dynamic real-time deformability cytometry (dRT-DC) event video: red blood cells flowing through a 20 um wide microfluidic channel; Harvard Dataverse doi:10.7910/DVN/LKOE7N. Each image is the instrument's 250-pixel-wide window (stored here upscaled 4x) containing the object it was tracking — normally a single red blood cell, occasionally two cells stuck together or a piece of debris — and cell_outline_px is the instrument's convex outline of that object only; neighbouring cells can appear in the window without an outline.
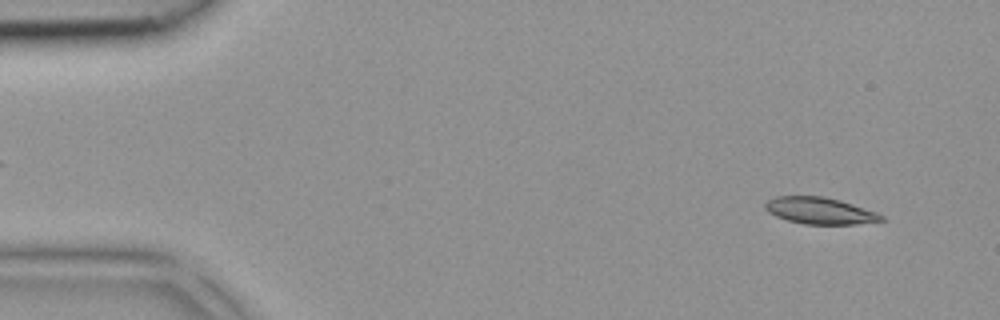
{"species": "common noctule bat (a hibernating species)", "species_latin": "Nyctalus noctula", "temperature_condition": "room temperature", "stored_images_in_passage": 41, "camera_frame_rate_fps": 3000, "um_per_image_px": 0.085, "animal": {"sex": "female", "body_mass_g": 18.4}, "frame": {"image": 1, "passage_image": 3, "time_ms": 0.667, "image_size_px": [1000, 320], "cell_outline_px": [[888, 220], [856, 224], [804, 224], [788, 220], [776, 216], [768, 212], [764, 208], [764, 204], [768, 200], [776, 196], [824, 196], [840, 200], [876, 212], [884, 216]], "centroid_in_image_um": [69.7, 17.91], "position_along_channel_um": 15.3, "area_um2": 18.09}}
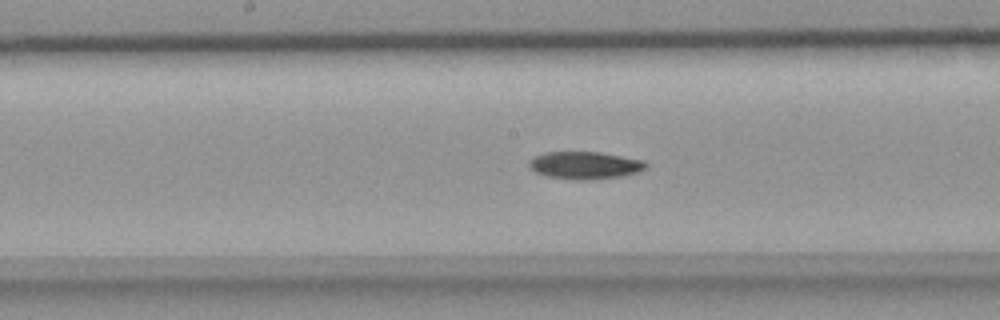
{"frame": {"image": 2, "passage_image": 21, "time_ms": 6.667, "image_size_px": [1000, 320], "cell_outline_px": [[648, 164], [644, 168], [636, 172], [620, 176], [588, 180], [576, 180], [548, 176], [536, 172], [528, 164], [528, 160], [536, 156], [548, 152], [600, 152], [644, 160]], "centroid_in_image_um": [49.71, 14.04], "position_along_channel_um": 198.5, "area_um2": 18.44}}
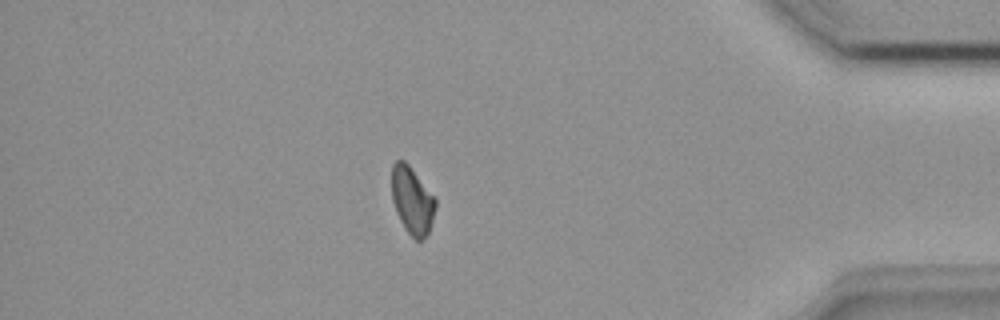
{"frame": {"image": 3, "passage_image": 36, "time_ms": 11.667, "image_size_px": [1000, 320], "cell_outline_px": [[436, 208], [428, 232], [420, 240], [416, 240], [404, 228], [396, 212], [392, 200], [392, 164], [396, 160], [404, 160], [408, 164], [436, 196]], "centroid_in_image_um": [35.04, 17.0], "position_along_channel_um": 400.2, "area_um2": 17.22}}